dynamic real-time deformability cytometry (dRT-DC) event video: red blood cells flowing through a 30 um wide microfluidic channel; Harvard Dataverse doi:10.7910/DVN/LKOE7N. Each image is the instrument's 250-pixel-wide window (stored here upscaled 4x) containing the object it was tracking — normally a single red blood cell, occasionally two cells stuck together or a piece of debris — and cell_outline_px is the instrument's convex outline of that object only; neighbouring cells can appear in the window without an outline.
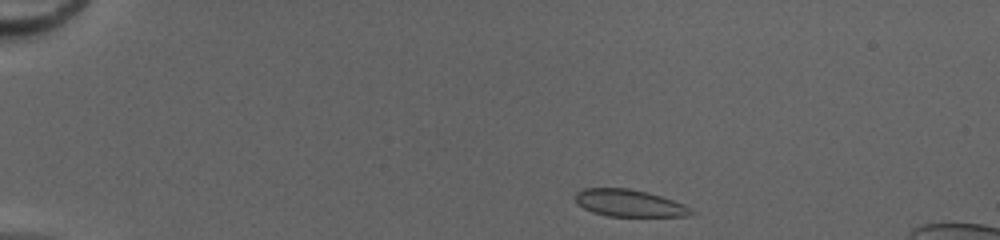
{"species": "common noctule bat (a hibernating species)", "species_latin": "Nyctalus noctula", "temperature_condition": "cold", "stored_images_in_passage": 41, "camera_frame_rate_fps": 3000, "um_per_image_px": 0.085, "animal": {"sex": "female", "body_mass_g": 20.0, "forearm_length_mm": 54.0}, "frame": {"image": 1, "passage_image": 1, "time_ms": 0.0, "image_size_px": [1000, 240], "cell_outline_px": [[696, 212], [692, 216], [608, 216], [592, 212], [576, 204], [576, 192], [584, 188], [628, 188], [648, 192], [684, 204], [692, 208]], "centroid_in_image_um": [53.51, 17.27], "position_along_channel_um": 31.5, "area_um2": 18.38}}
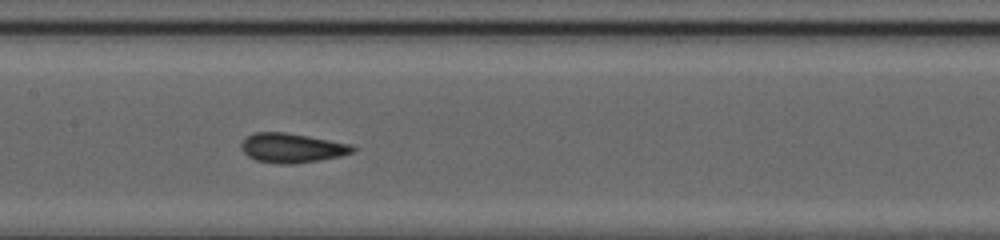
{"frame": {"image": 2, "passage_image": 18, "time_ms": 5.667, "image_size_px": [1000, 240], "cell_outline_px": [[356, 148], [352, 152], [340, 156], [320, 160], [292, 164], [280, 164], [256, 160], [248, 156], [240, 148], [240, 144], [252, 132], [284, 132], [308, 136], [352, 144]], "centroid_in_image_um": [24.8, 12.57], "position_along_channel_um": 182.6, "area_um2": 19.07}}
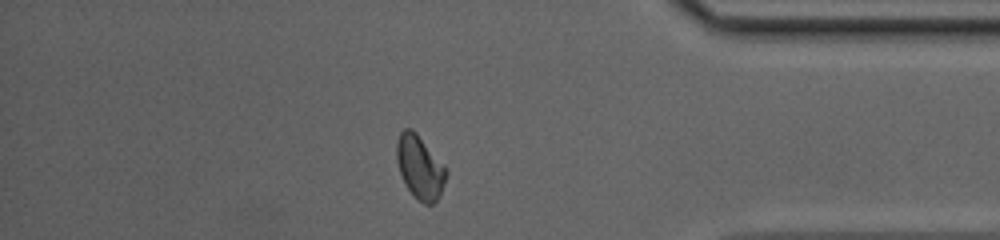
{"frame": {"image": 3, "passage_image": 35, "time_ms": 11.333, "image_size_px": [1000, 240], "cell_outline_px": [[448, 172], [440, 192], [436, 200], [432, 204], [424, 204], [408, 188], [400, 172], [396, 160], [396, 144], [400, 132], [404, 128], [412, 128], [416, 132], [444, 164]], "centroid_in_image_um": [35.68, 14.15], "position_along_channel_um": 399.5, "area_um2": 17.98}, "authors_computed_cell_mechanics": {"area_um2": 18.496, "velocity_mm_per_s": 4.1955, "shape_relaxation_time_tau1_ms": null, "shape_relaxation_time_tau2_ms": 1.5225, "deformation_change_tau1": null, "deformation_change_tau2": 0.0446}}